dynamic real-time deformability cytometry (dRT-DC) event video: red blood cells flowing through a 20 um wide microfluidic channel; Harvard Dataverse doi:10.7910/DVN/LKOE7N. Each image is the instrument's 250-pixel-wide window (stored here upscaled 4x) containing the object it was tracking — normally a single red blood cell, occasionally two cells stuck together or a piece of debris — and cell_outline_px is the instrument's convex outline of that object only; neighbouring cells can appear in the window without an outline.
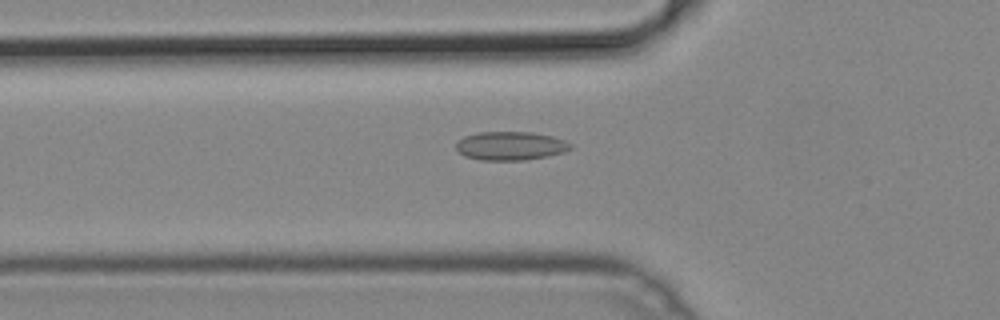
{"species": "common noctule bat (a hibernating species)", "species_latin": "Nyctalus noctula", "temperature_condition": "cold", "stored_images_in_passage": 38, "camera_frame_rate_fps": 3000, "um_per_image_px": 0.085, "animal": {"sex": "male", "body_mass_g": 19.2, "forearm_length_mm": 51.8}, "frame": {"image": 1, "passage_image": 5, "time_ms": 1.333, "image_size_px": [1000, 320], "cell_outline_px": [[572, 148], [564, 152], [548, 156], [524, 160], [480, 160], [464, 156], [456, 148], [456, 144], [464, 136], [476, 132], [532, 132], [552, 136], [564, 140], [572, 144]], "centroid_in_image_um": [43.4, 12.4], "position_along_channel_um": 82.4, "area_um2": 19.13}}
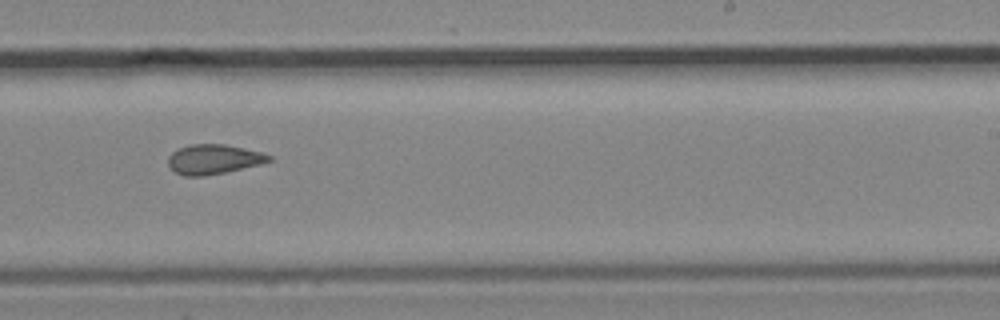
{"frame": {"image": 2, "passage_image": 19, "time_ms": 6.0, "image_size_px": [1000, 320], "cell_outline_px": [[272, 160], [260, 164], [224, 172], [204, 176], [184, 176], [176, 172], [168, 164], [168, 156], [172, 152], [180, 148], [192, 144], [224, 144], [244, 148], [260, 152], [272, 156]], "centroid_in_image_um": [18.15, 13.53], "position_along_channel_um": 270.9, "area_um2": 17.22}}
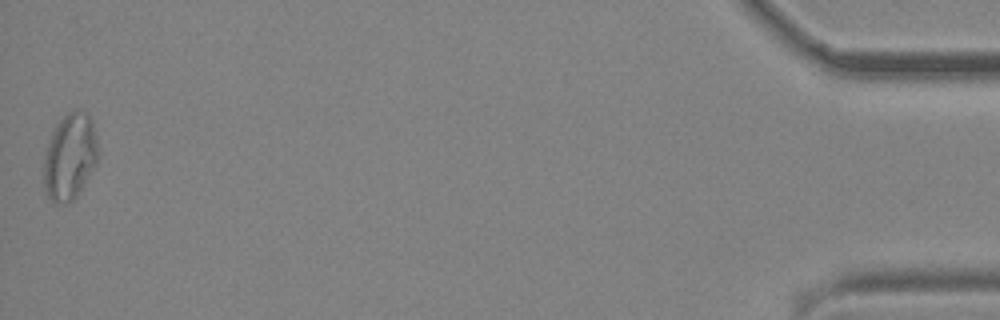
{"frame": {"image": 3, "passage_image": 38, "time_ms": 12.333, "image_size_px": [1000, 320], "cell_outline_px": [[96, 160], [84, 184], [76, 196], [68, 204], [52, 204], [44, 188], [44, 156], [52, 132], [56, 124], [68, 112], [76, 108], [88, 112], [92, 120], [96, 136]], "centroid_in_image_um": [5.91, 13.31], "position_along_channel_um": 429.3, "area_um2": 27.17}}